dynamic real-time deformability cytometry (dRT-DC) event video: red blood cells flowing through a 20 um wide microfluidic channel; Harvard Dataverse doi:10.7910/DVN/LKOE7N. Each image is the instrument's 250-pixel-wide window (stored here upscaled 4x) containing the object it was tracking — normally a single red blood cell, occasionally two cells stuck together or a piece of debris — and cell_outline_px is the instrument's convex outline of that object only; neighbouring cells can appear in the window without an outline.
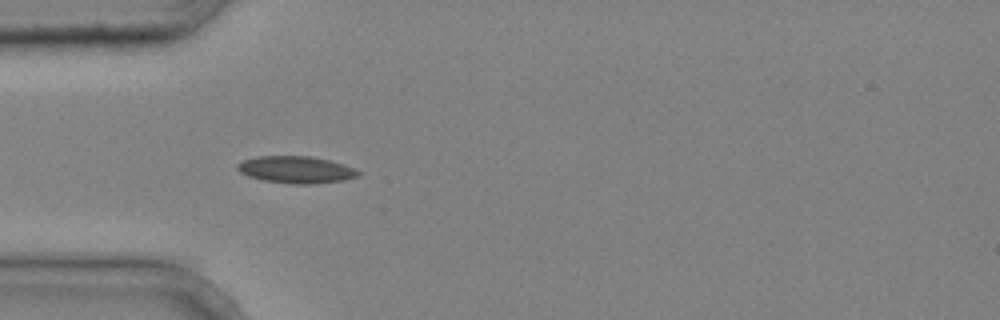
{"species": "common noctule bat (a hibernating species)", "species_latin": "Nyctalus noctula", "temperature_condition": "cold", "stored_images_in_passage": 3, "camera_frame_rate_fps": 3000, "um_per_image_px": 0.085, "animal": {"sex": "male", "body_mass_g": 20.4}, "frame": {"image": 1, "passage_image": 1, "time_ms": 0.0, "image_size_px": [1000, 320], "cell_outline_px": [[360, 176], [344, 180], [308, 184], [292, 184], [264, 180], [248, 176], [240, 172], [236, 168], [236, 164], [244, 160], [256, 156], [312, 156], [328, 160], [352, 168], [360, 172]], "centroid_in_image_um": [25.13, 14.42], "position_along_channel_um": 59.9, "area_um2": 18.84}}